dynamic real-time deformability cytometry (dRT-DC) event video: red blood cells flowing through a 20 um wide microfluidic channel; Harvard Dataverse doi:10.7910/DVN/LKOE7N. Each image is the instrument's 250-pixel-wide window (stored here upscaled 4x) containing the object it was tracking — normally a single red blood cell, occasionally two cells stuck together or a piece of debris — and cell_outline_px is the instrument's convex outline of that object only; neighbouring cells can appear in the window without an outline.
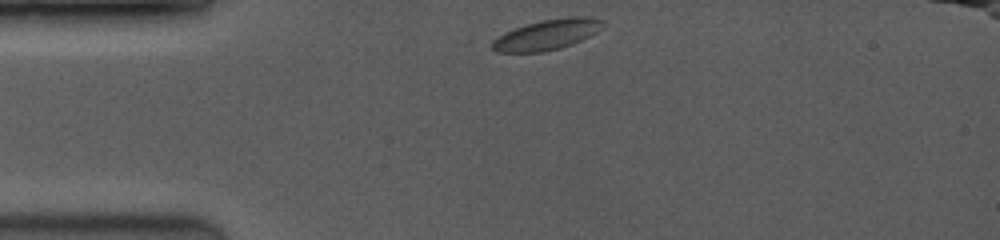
{"species": "common noctule bat (a hibernating species)", "species_latin": "Nyctalus noctula", "temperature_condition": "room temperature", "stored_images_in_passage": 8, "camera_frame_rate_fps": 3500, "um_per_image_px": 0.085, "animal": {"sex": "female", "body_mass_g": 19.0, "forearm_length_mm": 53.3}, "frame": {"image": 1, "passage_image": 1, "time_ms": 0.0, "image_size_px": [1000, 240], "cell_outline_px": [[604, 20], [596, 32], [572, 44], [560, 48], [544, 52], [496, 52], [492, 48], [492, 40], [504, 32], [540, 20], [568, 16], [592, 16]], "centroid_in_image_um": [46.48, 2.93], "position_along_channel_um": 38.5, "area_um2": 19.48}}